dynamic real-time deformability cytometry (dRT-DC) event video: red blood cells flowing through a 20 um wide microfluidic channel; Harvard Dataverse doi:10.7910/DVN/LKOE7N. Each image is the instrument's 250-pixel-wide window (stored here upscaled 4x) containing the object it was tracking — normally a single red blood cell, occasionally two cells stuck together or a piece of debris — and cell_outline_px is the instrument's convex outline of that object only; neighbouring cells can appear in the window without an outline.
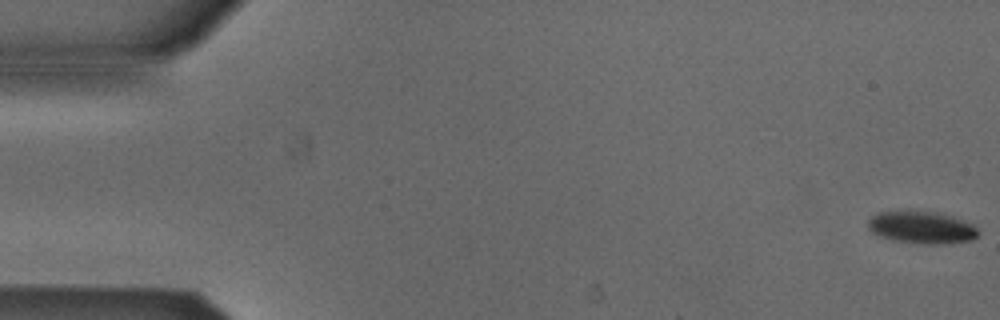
{"species": "Egyptian fruit bat (a non-hibernating species)", "species_latin": "Rousettus aegyptiacus", "temperature_condition": "cold", "stored_images_in_passage": 54, "camera_frame_rate_fps": 3000, "um_per_image_px": 0.085, "animal": {"sex": "male"}, "frame": {"image": 1, "passage_image": 1, "time_ms": 0.0, "image_size_px": [1000, 320], "cell_outline_px": [[980, 232], [972, 240], [940, 244], [928, 244], [892, 240], [880, 236], [872, 232], [868, 228], [868, 220], [876, 212], [908, 208], [936, 212], [952, 216], [964, 220], [972, 224]], "centroid_in_image_um": [78.3, 19.28], "position_along_channel_um": 6.7, "area_um2": 21.33}}
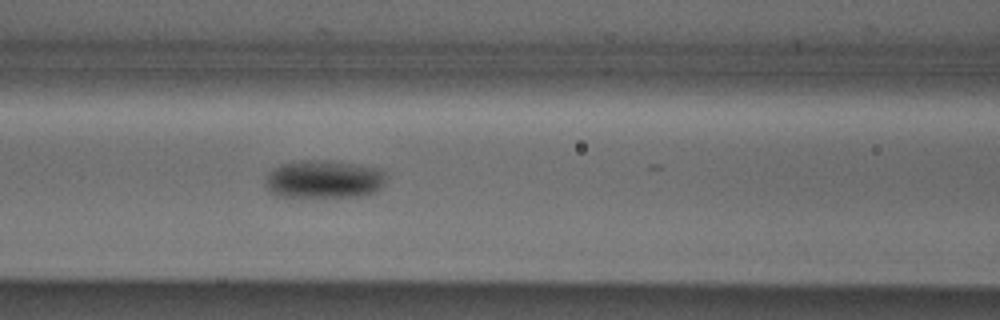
{"frame": {"image": 2, "passage_image": 23, "time_ms": 7.333, "image_size_px": [1000, 320], "cell_outline_px": [[380, 188], [376, 192], [360, 196], [276, 196], [268, 192], [264, 184], [264, 180], [268, 172], [284, 164], [300, 160], [308, 160], [348, 164], [372, 168], [380, 172]], "centroid_in_image_um": [27.36, 15.27], "position_along_channel_um": 139.2, "area_um2": 25.61}}
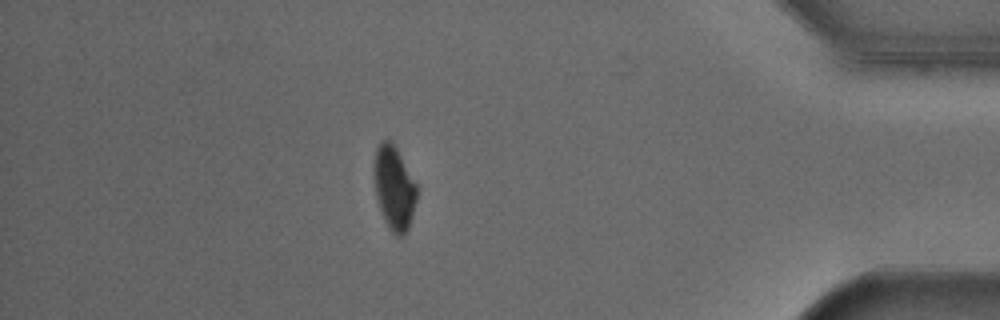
{"frame": {"image": 3, "passage_image": 47, "time_ms": 15.333, "image_size_px": [1000, 320], "cell_outline_px": [[416, 200], [412, 216], [408, 228], [404, 236], [396, 236], [388, 228], [384, 220], [376, 196], [372, 172], [372, 164], [376, 148], [380, 140], [392, 140], [416, 184]], "centroid_in_image_um": [33.45, 15.94], "position_along_channel_um": 401.7, "area_um2": 21.1}, "authors_computed_cell_mechanics": {"area_um2": 23.0333, "velocity_mm_per_s": 3.8346, "shape_relaxation_time_tau1_ms": 3.8233, "shape_relaxation_time_tau2_ms": null, "deformation_change_tau1": 0.0898, "deformation_change_tau2": null}}